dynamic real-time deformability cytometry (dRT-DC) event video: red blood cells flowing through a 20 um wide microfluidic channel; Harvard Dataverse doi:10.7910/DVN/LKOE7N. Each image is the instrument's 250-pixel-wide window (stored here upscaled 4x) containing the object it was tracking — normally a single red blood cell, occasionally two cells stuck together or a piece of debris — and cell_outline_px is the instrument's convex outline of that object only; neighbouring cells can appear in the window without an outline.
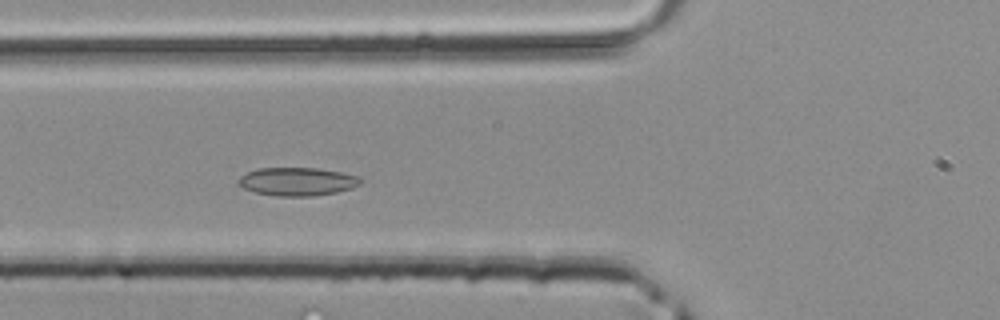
{"species": "common noctule bat (a hibernating species)", "species_latin": "Nyctalus noctula", "temperature_condition": "room temperature", "stored_images_in_passage": 40, "segment_of_instrument_passage": [1, 2], "camera_frame_rate_fps": 3000, "um_per_image_px": 0.085, "animal": {"sex": "male", "body_mass_g": 20.4}, "frame": {"image": 1, "passage_image": 11, "time_ms": 3.333, "image_size_px": [1000, 320], "cell_outline_px": [[364, 180], [360, 184], [352, 188], [336, 192], [312, 196], [276, 196], [256, 192], [244, 188], [236, 180], [240, 176], [248, 172], [260, 168], [316, 168], [340, 172], [360, 176]], "centroid_in_image_um": [25.3, 15.43], "position_along_channel_um": 100.5, "area_um2": 20.06}}
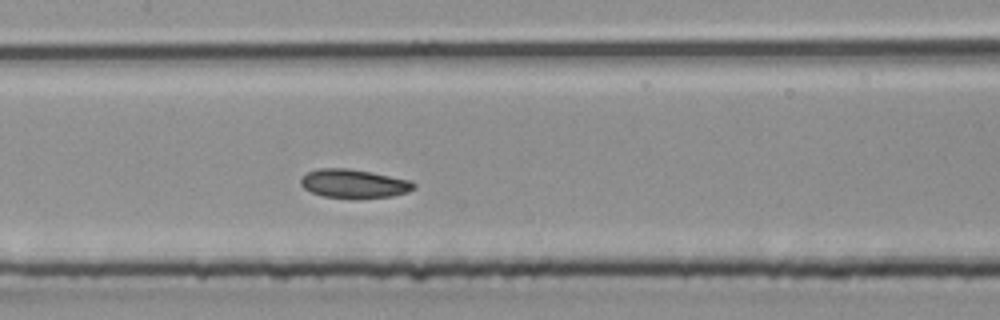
{"frame": {"image": 2, "passage_image": 16, "time_ms": 5.0, "image_size_px": [1000, 320], "cell_outline_px": [[416, 188], [408, 192], [392, 196], [320, 196], [304, 188], [300, 184], [300, 180], [308, 172], [316, 168], [348, 168], [372, 172], [412, 180], [416, 184]], "centroid_in_image_um": [30.1, 15.57], "position_along_channel_um": 177.3, "area_um2": 18.5}}
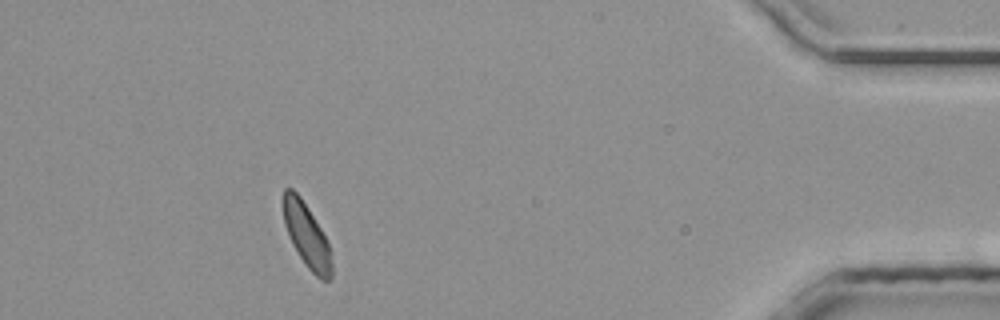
{"frame": {"image": 3, "passage_image": 35, "time_ms": 11.333, "image_size_px": [1000, 320], "cell_outline_px": [[332, 276], [328, 280], [320, 280], [304, 264], [292, 244], [284, 224], [284, 188], [292, 188], [300, 196], [308, 208], [320, 228], [328, 244], [332, 264]], "centroid_in_image_um": [26.07, 20.04], "position_along_channel_um": 409.1, "area_um2": 17.69}}